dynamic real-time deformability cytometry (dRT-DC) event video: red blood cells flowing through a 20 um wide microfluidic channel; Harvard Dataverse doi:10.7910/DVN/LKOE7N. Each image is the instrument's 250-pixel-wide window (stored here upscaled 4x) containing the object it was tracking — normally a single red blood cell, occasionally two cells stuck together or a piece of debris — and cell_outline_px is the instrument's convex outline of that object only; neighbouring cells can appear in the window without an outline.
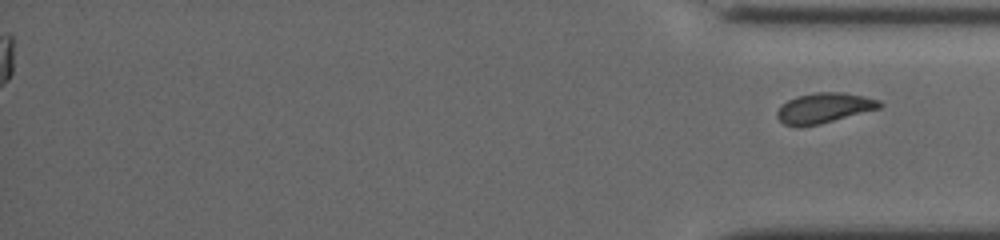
{"species": "common noctule bat (a hibernating species)", "species_latin": "Nyctalus noctula", "temperature_condition": "cold", "stored_images_in_passage": 44, "segment_of_instrument_passage": [2, 2], "camera_frame_rate_fps": 3000, "um_per_image_px": 0.085, "animal": {"sex": "female", "body_mass_g": 19.5, "forearm_length_mm": 54.1}, "frame": {"image": 1, "passage_image": 44, "time_ms": 14.333, "image_size_px": [1000, 240], "cell_outline_px": [[884, 104], [880, 108], [820, 124], [800, 128], [784, 124], [776, 116], [776, 112], [780, 104], [796, 96], [816, 92], [844, 92], [864, 96], [880, 100]], "centroid_in_image_um": [70.02, 9.18], "position_along_channel_um": 365.2, "area_um2": 18.32}}